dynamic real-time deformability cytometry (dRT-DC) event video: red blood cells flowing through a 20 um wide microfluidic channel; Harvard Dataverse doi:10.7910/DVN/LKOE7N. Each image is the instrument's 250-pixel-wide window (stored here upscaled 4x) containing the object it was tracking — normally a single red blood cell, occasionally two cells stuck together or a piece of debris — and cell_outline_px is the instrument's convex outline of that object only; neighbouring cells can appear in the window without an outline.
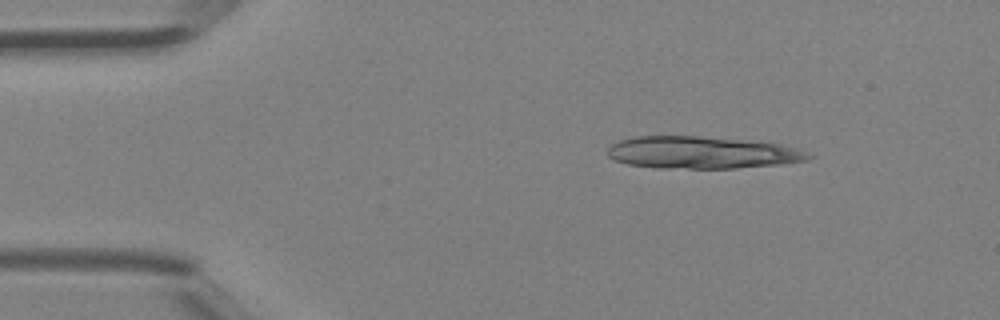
{"species": "Egyptian fruit bat (a non-hibernating species)", "species_latin": "Rousettus aegyptiacus", "temperature_condition": "room temperature", "stored_images_in_passage": 4, "camera_frame_rate_fps": 3000, "um_per_image_px": 0.085, "animal": {"sex": "female"}, "frame": {"image": 1, "passage_image": 4, "time_ms": 1.0, "image_size_px": [1000, 320], "cell_outline_px": [[812, 156], [808, 160], [780, 164], [736, 168], [656, 168], [628, 164], [616, 160], [608, 156], [608, 148], [612, 144], [620, 140], [636, 136], [696, 136], [780, 144], [796, 148]], "centroid_in_image_um": [59.61, 12.97], "position_along_channel_um": 25.4, "area_um2": 37.22}}